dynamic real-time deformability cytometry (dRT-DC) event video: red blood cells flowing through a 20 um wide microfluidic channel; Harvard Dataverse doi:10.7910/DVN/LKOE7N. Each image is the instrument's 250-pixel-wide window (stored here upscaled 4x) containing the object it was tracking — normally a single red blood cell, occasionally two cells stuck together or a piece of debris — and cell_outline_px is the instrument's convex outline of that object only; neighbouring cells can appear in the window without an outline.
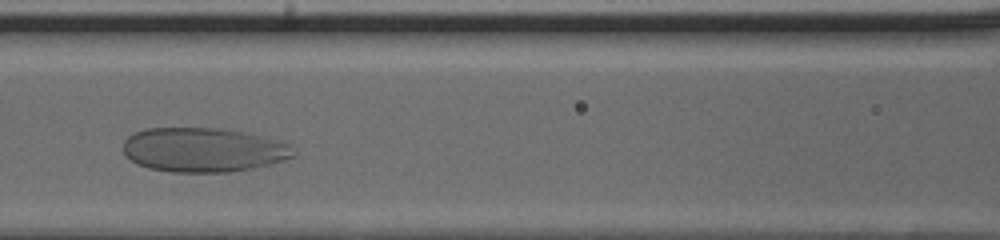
{"species": "human", "species_latin": "Homo sapiens", "temperature_condition": "cold", "stored_images_in_passage": 34, "camera_frame_rate_fps": 3000, "um_per_image_px": 0.085, "donor": {"sex": "male"}, "frame": {"image": 1, "passage_image": 13, "time_ms": 4.0, "image_size_px": [1000, 240], "cell_outline_px": [[296, 156], [284, 160], [256, 168], [232, 172], [172, 172], [148, 168], [136, 164], [124, 156], [124, 140], [128, 136], [144, 128], [220, 128], [244, 132], [292, 144], [296, 152]], "centroid_in_image_um": [17.3, 12.75], "position_along_channel_um": 149.3, "area_um2": 44.45}}
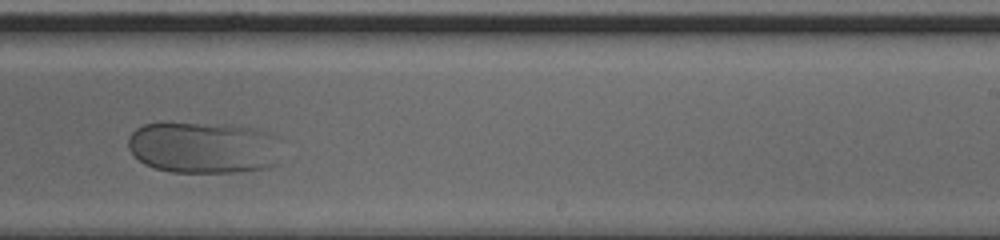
{"frame": {"image": 2, "passage_image": 23, "time_ms": 7.333, "image_size_px": [1000, 240], "cell_outline_px": [[280, 164], [264, 168], [240, 172], [172, 172], [156, 168], [144, 164], [128, 148], [128, 136], [136, 128], [144, 124], [168, 120], [228, 124], [256, 128], [268, 132], [276, 136]], "centroid_in_image_um": [17.29, 12.49], "position_along_channel_um": 271.7, "area_um2": 47.45}}
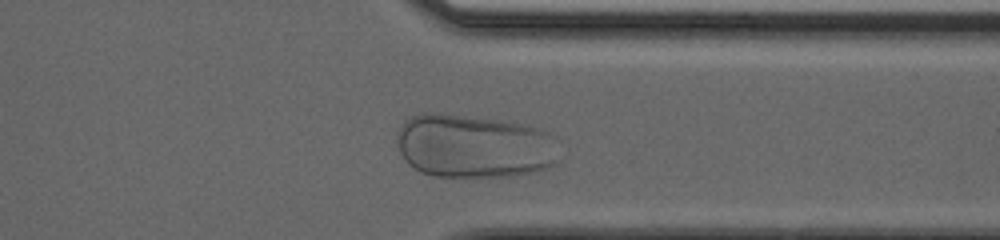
{"frame": {"image": 3, "passage_image": 31, "time_ms": 10.0, "image_size_px": [1000, 240], "cell_outline_px": [[556, 164], [548, 168], [528, 172], [504, 176], [432, 176], [420, 172], [408, 164], [404, 160], [400, 152], [396, 140], [396, 132], [400, 124], [404, 120], [412, 116], [424, 112], [440, 112], [500, 120], [520, 124], [536, 128], [548, 132], [556, 136]], "centroid_in_image_um": [40.22, 12.4], "position_along_channel_um": 371.2, "area_um2": 60.57}}